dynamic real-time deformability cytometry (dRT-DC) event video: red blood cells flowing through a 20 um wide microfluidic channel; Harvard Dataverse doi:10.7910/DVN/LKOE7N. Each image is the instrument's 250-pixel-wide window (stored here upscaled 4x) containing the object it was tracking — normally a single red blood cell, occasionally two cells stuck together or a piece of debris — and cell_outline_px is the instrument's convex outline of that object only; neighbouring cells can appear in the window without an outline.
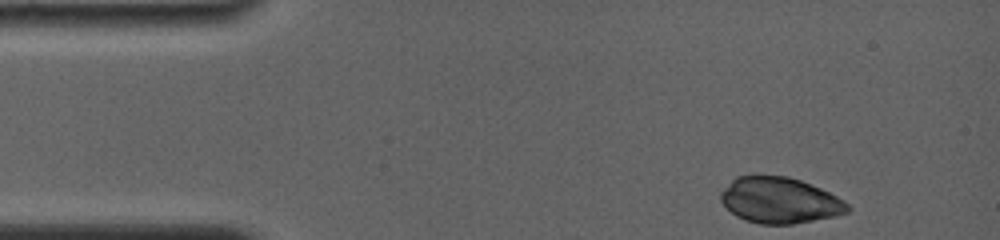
{"species": "common noctule bat (a hibernating species)", "species_latin": "Nyctalus noctula", "temperature_condition": "room temperature", "stored_images_in_passage": 9, "camera_frame_rate_fps": 4000, "um_per_image_px": 0.085, "animal": {"sex": "female", "body_mass_g": 19.0, "forearm_length_mm": 56.7}, "frame": {"image": 1, "passage_image": 1, "time_ms": 0.0, "image_size_px": [1000, 240], "cell_outline_px": [[852, 208], [848, 212], [836, 216], [792, 224], [760, 224], [736, 216], [720, 200], [720, 192], [736, 176], [788, 176], [800, 180], [820, 188], [844, 200]], "centroid_in_image_um": [66.29, 17.03], "position_along_channel_um": 18.7, "area_um2": 33.7}}